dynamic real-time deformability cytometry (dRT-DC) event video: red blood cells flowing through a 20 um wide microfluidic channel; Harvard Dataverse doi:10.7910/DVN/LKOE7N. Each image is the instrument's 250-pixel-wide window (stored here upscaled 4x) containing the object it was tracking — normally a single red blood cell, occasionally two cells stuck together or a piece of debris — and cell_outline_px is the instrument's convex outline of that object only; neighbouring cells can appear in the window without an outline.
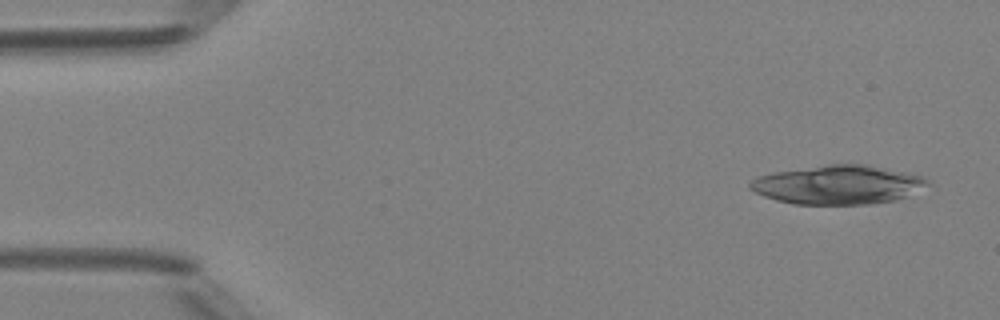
{"species": "Egyptian fruit bat (a non-hibernating species)", "species_latin": "Rousettus aegyptiacus", "temperature_condition": "room temperature", "stored_images_in_passage": 22, "camera_frame_rate_fps": 3000, "um_per_image_px": 0.085, "animal": {"sex": "female"}, "frame": {"image": 1, "passage_image": 3, "time_ms": 0.667, "image_size_px": [1000, 320], "cell_outline_px": [[932, 184], [908, 196], [896, 200], [872, 204], [792, 204], [776, 200], [764, 196], [748, 188], [748, 184], [752, 180], [760, 176], [776, 172], [828, 164], [868, 164], [908, 172], [924, 176]], "centroid_in_image_um": [71.31, 15.7], "position_along_channel_um": 13.7, "area_um2": 40.52}}